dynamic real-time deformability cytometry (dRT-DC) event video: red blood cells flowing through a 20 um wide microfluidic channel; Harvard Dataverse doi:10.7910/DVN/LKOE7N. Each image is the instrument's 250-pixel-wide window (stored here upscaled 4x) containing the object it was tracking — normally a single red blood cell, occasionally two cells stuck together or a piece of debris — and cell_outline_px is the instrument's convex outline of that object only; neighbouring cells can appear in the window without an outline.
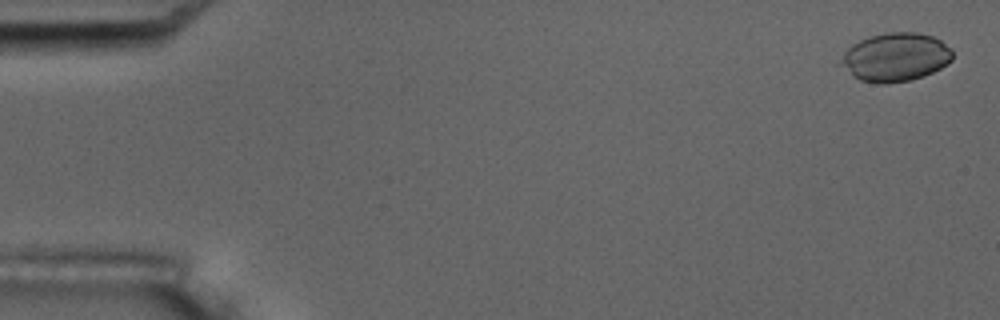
{"species": "common noctule bat (a hibernating species)", "species_latin": "Nyctalus noctula", "temperature_condition": "room temperature", "stored_images_in_passage": 5, "camera_frame_rate_fps": 3000, "um_per_image_px": 0.085, "animal": {"sex": "male", "body_mass_g": 17.5, "forearm_length_mm": 52.3}, "frame": {"image": 1, "passage_image": 1, "time_ms": 0.0, "image_size_px": [1000, 320], "cell_outline_px": [[952, 60], [948, 64], [924, 76], [912, 80], [888, 84], [880, 84], [860, 80], [852, 76], [836, 64], [844, 52], [852, 44], [860, 40], [884, 32], [916, 32], [932, 36], [940, 40], [952, 48]], "centroid_in_image_um": [76.08, 4.87], "position_along_channel_um": 8.9, "area_um2": 32.08}}